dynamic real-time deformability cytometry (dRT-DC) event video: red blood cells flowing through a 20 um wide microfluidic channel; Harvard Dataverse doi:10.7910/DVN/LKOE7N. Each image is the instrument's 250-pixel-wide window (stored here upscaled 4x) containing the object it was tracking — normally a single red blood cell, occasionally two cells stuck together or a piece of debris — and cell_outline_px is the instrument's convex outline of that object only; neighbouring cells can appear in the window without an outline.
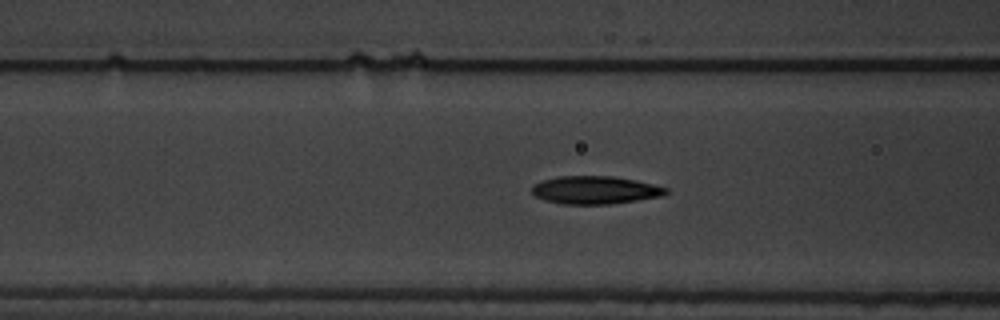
{"species": "common noctule bat (a hibernating species)", "species_latin": "Nyctalus noctula", "temperature_condition": "warm", "stored_images_in_passage": 48, "camera_frame_rate_fps": 3000, "um_per_image_px": 0.085, "animal": {"sex": "male", "body_mass_g": 19.5, "forearm_length_mm": 54.6}, "frame": {"image": 1, "passage_image": 24, "time_ms": 7.667, "image_size_px": [1000, 320], "cell_outline_px": [[668, 192], [664, 196], [612, 204], [564, 204], [548, 200], [536, 196], [532, 192], [532, 184], [540, 180], [556, 176], [612, 176], [636, 180], [668, 188]], "centroid_in_image_um": [50.59, 16.14], "position_along_channel_um": 116.0, "area_um2": 21.91}}
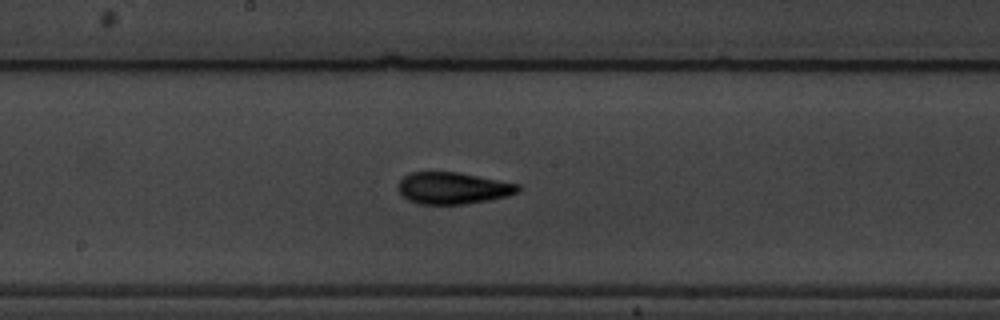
{"frame": {"image": 2, "passage_image": 32, "time_ms": 10.333, "image_size_px": [1000, 320], "cell_outline_px": [[520, 192], [508, 196], [488, 200], [464, 204], [420, 204], [408, 200], [400, 196], [396, 188], [400, 180], [404, 176], [412, 172], [456, 172], [520, 184]], "centroid_in_image_um": [38.47, 16.0], "position_along_channel_um": 209.7, "area_um2": 22.31}}
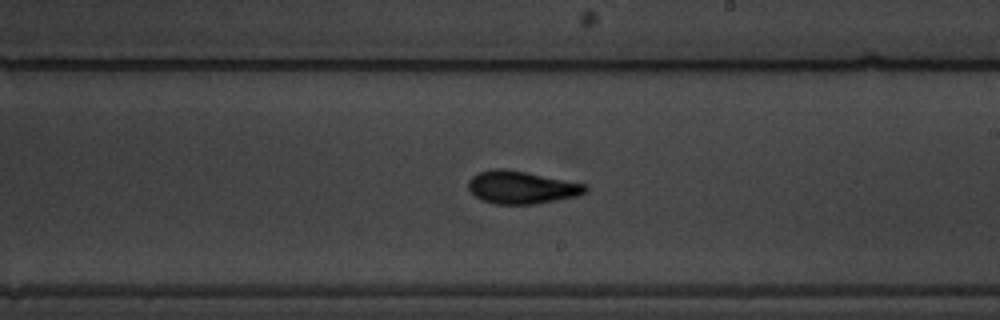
{"frame": {"image": 3, "passage_image": 35, "time_ms": 11.333, "image_size_px": [1000, 320], "cell_outline_px": [[588, 192], [576, 196], [536, 204], [496, 204], [484, 200], [476, 196], [468, 188], [468, 180], [472, 176], [480, 172], [492, 168], [504, 168], [588, 184]], "centroid_in_image_um": [44.36, 15.92], "position_along_channel_um": 244.6, "area_um2": 22.31}}